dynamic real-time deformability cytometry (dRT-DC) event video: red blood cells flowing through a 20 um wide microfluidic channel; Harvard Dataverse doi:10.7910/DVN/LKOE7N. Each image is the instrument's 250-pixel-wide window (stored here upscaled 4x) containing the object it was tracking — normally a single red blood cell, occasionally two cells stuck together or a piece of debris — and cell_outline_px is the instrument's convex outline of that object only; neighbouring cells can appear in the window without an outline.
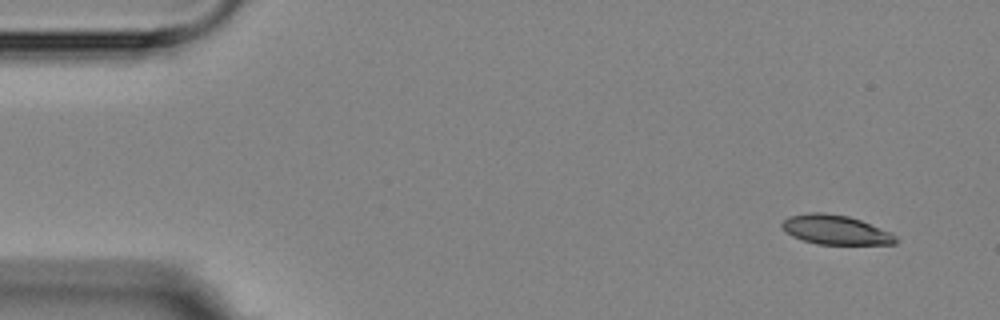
{"species": "Egyptian fruit bat (a non-hibernating species)", "species_latin": "Rousettus aegyptiacus", "temperature_condition": "room temperature", "stored_images_in_passage": 5, "camera_frame_rate_fps": 3000, "um_per_image_px": 0.085, "animal": {"sex": "female"}, "frame": {"image": 1, "passage_image": 1, "time_ms": 0.0, "image_size_px": [1000, 320], "cell_outline_px": [[900, 240], [896, 244], [816, 244], [792, 236], [784, 232], [780, 224], [788, 216], [808, 212], [820, 212], [848, 216], [860, 220], [892, 232]], "centroid_in_image_um": [71.02, 19.53], "position_along_channel_um": 14.0, "area_um2": 19.65}}
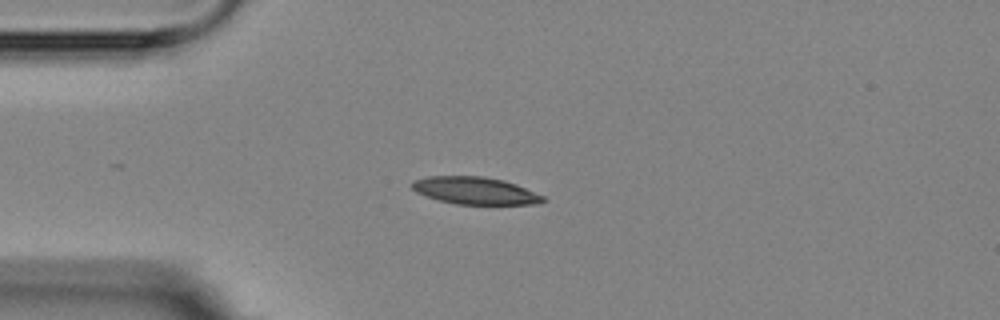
{"frame": {"image": 2, "passage_image": 3, "time_ms": 3.333, "image_size_px": [1000, 320], "cell_outline_px": [[548, 200], [536, 204], [456, 204], [440, 200], [416, 192], [412, 188], [412, 180], [428, 176], [484, 176], [504, 180], [516, 184], [544, 196]], "centroid_in_image_um": [40.4, 16.2], "position_along_channel_um": 44.6, "area_um2": 20.81}}
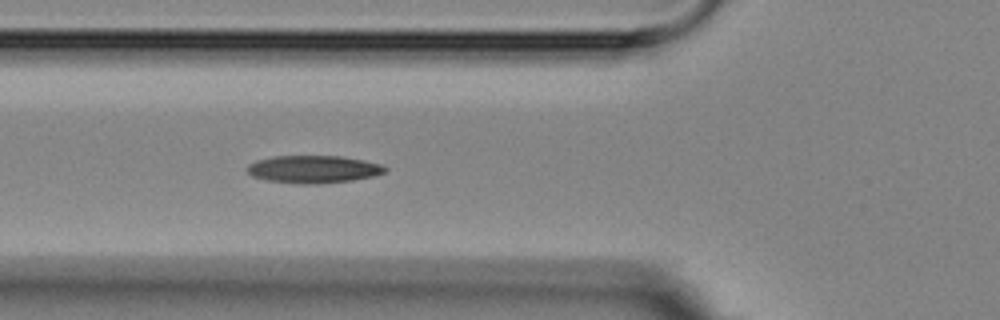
{"frame": {"image": 3, "passage_image": 5, "time_ms": 5.333, "image_size_px": [1000, 320], "cell_outline_px": [[388, 168], [384, 172], [376, 176], [352, 180], [320, 184], [300, 184], [268, 180], [252, 176], [244, 168], [248, 164], [256, 160], [272, 156], [340, 156], [364, 160], [380, 164]], "centroid_in_image_um": [26.62, 14.38], "position_along_channel_um": 99.2, "area_um2": 22.31}}